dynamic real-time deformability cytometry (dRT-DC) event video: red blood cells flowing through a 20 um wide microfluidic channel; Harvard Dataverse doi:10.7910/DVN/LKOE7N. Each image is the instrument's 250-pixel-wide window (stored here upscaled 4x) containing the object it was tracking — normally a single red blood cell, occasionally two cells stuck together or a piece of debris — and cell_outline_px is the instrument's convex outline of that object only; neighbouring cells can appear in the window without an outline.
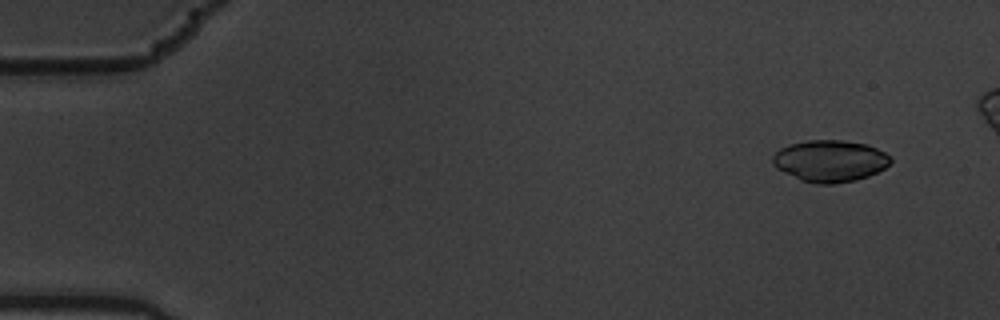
{"species": "common noctule bat (a hibernating species)", "species_latin": "Nyctalus noctula", "temperature_condition": "warm", "stored_images_in_passage": 4, "camera_frame_rate_fps": 3000, "um_per_image_px": 0.085, "animal": {"sex": "male", "body_mass_g": 19.5, "forearm_length_mm": 54.6}, "frame": {"image": 1, "passage_image": 2, "time_ms": 0.333, "image_size_px": [1000, 320], "cell_outline_px": [[892, 160], [884, 168], [868, 176], [856, 180], [832, 184], [816, 184], [800, 180], [776, 168], [772, 164], [772, 156], [780, 148], [788, 144], [808, 140], [840, 140], [868, 144], [892, 156]], "centroid_in_image_um": [70.53, 13.67], "position_along_channel_um": 14.5, "area_um2": 28.78}}